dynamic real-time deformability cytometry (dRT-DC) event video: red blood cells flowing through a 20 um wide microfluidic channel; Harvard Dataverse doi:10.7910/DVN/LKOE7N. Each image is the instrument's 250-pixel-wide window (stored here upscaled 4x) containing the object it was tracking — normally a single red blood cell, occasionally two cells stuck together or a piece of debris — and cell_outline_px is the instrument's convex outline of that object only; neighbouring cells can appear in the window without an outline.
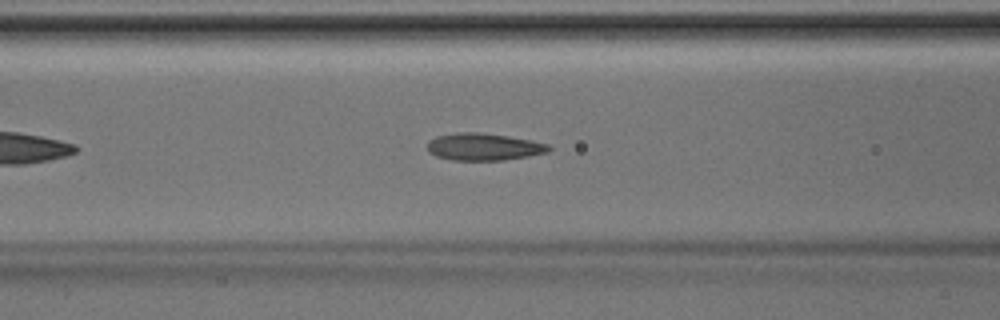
{"species": "Egyptian fruit bat (a non-hibernating species)", "species_latin": "Rousettus aegyptiacus", "temperature_condition": "room temperature", "stored_images_in_passage": 34, "camera_frame_rate_fps": 3000, "um_per_image_px": 0.085, "animal": {"sex": "male"}, "frame": {"image": 1, "passage_image": 7, "time_ms": 2.0, "image_size_px": [1000, 320], "cell_outline_px": [[552, 148], [548, 152], [528, 156], [504, 160], [452, 160], [436, 156], [428, 152], [428, 140], [436, 136], [456, 132], [480, 132], [508, 136], [532, 140], [548, 144]], "centroid_in_image_um": [41.11, 12.47], "position_along_channel_um": 125.5, "area_um2": 19.36}}
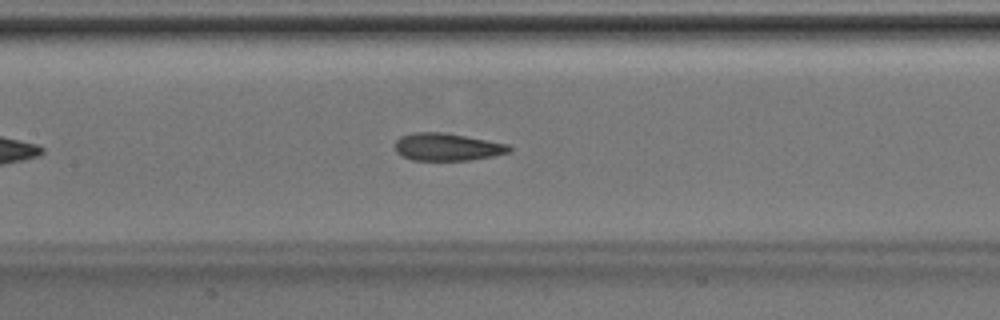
{"frame": {"image": 2, "passage_image": 10, "time_ms": 3.0, "image_size_px": [1000, 320], "cell_outline_px": [[512, 148], [508, 152], [492, 156], [468, 160], [412, 160], [400, 156], [396, 152], [396, 140], [400, 136], [412, 132], [444, 132], [508, 144]], "centroid_in_image_um": [37.96, 12.48], "position_along_channel_um": 169.4, "area_um2": 18.26}}
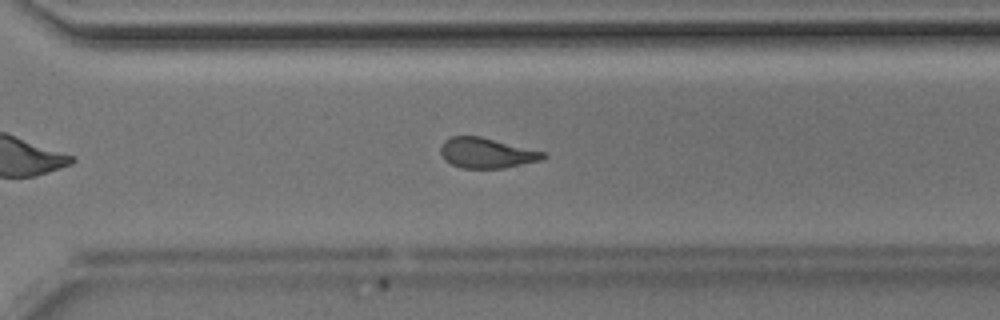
{"frame": {"image": 3, "passage_image": 21, "time_ms": 6.667, "image_size_px": [1000, 320], "cell_outline_px": [[548, 156], [544, 160], [504, 168], [460, 168], [444, 160], [440, 152], [440, 148], [444, 140], [452, 136], [480, 136], [548, 152]], "centroid_in_image_um": [41.42, 13.0], "position_along_channel_um": 329.2, "area_um2": 18.44}}